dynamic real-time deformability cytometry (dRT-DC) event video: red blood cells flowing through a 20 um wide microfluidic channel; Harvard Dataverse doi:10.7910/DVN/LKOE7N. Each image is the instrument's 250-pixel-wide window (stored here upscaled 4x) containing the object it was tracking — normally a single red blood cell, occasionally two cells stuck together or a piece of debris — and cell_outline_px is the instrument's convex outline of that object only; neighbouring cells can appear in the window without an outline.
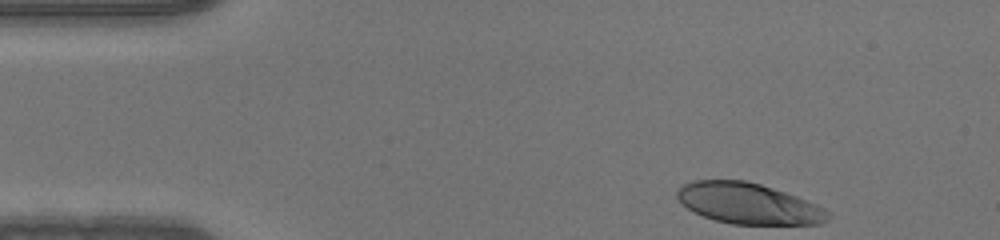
{"species": "human", "species_latin": "Homo sapiens", "temperature_condition": "warm", "stored_images_in_passage": 37, "camera_frame_rate_fps": 3000, "um_per_image_px": 0.085, "donor": {"sex": "male"}, "frame": {"image": 1, "passage_image": 1, "time_ms": 0.0, "image_size_px": [1000, 240], "cell_outline_px": [[832, 216], [828, 220], [820, 224], [732, 224], [716, 220], [704, 216], [688, 208], [676, 196], [676, 192], [680, 184], [692, 180], [744, 180], [760, 184], [796, 196], [816, 204], [824, 208]], "centroid_in_image_um": [63.61, 17.29], "position_along_channel_um": 21.4, "area_um2": 35.78}}
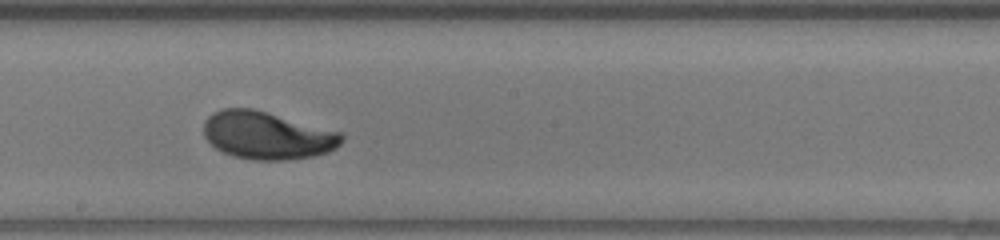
{"frame": {"image": 2, "passage_image": 22, "time_ms": 7.0, "image_size_px": [1000, 240], "cell_outline_px": [[344, 140], [336, 148], [328, 152], [312, 156], [284, 160], [252, 160], [232, 156], [216, 148], [204, 136], [204, 120], [212, 112], [220, 108], [252, 108], [340, 132], [344, 136]], "centroid_in_image_um": [22.68, 11.51], "position_along_channel_um": 225.5, "area_um2": 38.26}}
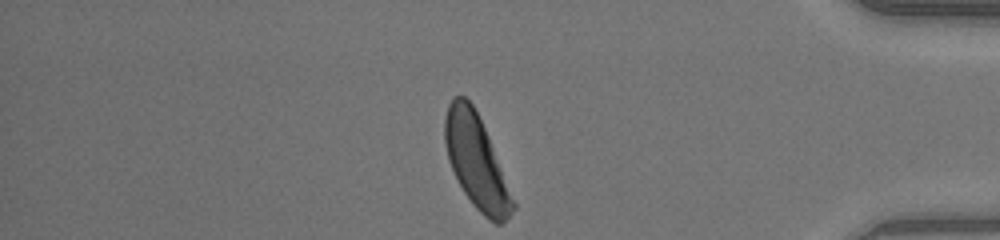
{"frame": {"image": 3, "passage_image": 37, "time_ms": 12.0, "image_size_px": [1000, 240], "cell_outline_px": [[516, 208], [500, 224], [496, 224], [488, 220], [472, 204], [464, 192], [448, 160], [444, 144], [444, 116], [448, 104], [452, 96], [464, 96], [472, 104], [488, 136], [516, 204]], "centroid_in_image_um": [40.46, 13.73], "position_along_channel_um": 394.7, "area_um2": 36.53}}